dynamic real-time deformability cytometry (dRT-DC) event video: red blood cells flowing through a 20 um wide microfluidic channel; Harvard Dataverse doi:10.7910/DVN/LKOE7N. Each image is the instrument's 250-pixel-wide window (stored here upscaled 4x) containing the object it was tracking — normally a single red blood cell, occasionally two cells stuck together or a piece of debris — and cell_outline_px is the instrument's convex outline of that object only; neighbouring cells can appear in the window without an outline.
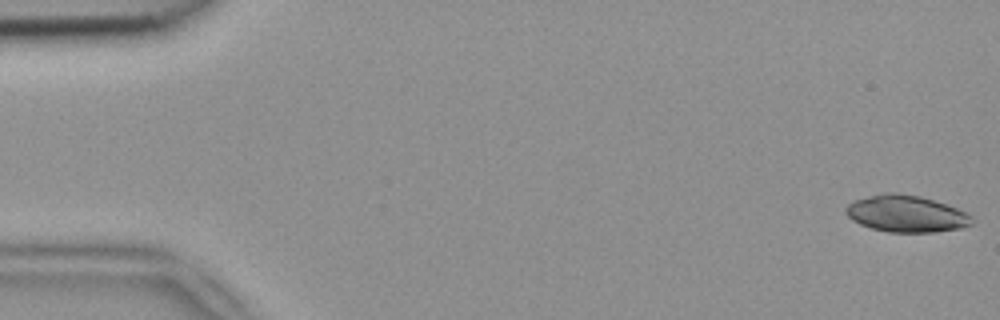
{"species": "common noctule bat (a hibernating species)", "species_latin": "Nyctalus noctula", "temperature_condition": "room temperature", "stored_images_in_passage": 12, "camera_frame_rate_fps": 3000, "um_per_image_px": 0.085, "animal": {"sex": "female", "body_mass_g": 18.4}, "frame": {"image": 1, "passage_image": 1, "time_ms": 0.0, "image_size_px": [1000, 320], "cell_outline_px": [[976, 220], [972, 224], [960, 228], [936, 232], [888, 232], [872, 228], [860, 224], [852, 220], [844, 212], [844, 208], [852, 200], [868, 196], [888, 192], [896, 192], [920, 196], [956, 208], [972, 216]], "centroid_in_image_um": [77.0, 18.17], "position_along_channel_um": 8.0, "area_um2": 27.05}}